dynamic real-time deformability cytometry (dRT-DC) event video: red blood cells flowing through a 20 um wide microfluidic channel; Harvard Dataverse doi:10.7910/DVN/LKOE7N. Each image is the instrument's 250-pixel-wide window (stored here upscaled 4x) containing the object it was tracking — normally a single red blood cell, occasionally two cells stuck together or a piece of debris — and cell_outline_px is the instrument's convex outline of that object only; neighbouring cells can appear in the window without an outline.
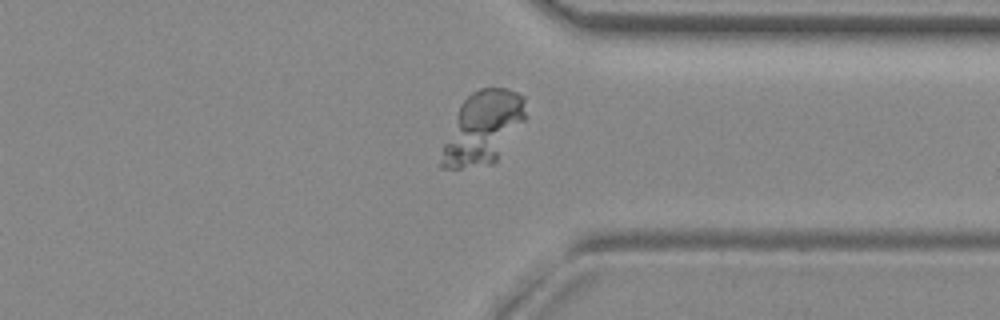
{"species": "common noctule bat (a hibernating species)", "species_latin": "Nyctalus noctula", "temperature_condition": "room temperature", "stored_images_in_passage": 43, "camera_frame_rate_fps": 3000, "um_per_image_px": 0.085, "animal": {"sex": "female", "body_mass_g": 29.2, "forearm_length_mm": 56.3}, "frame": {"image": 1, "passage_image": 31, "time_ms": 10.0, "image_size_px": [1000, 320], "cell_outline_px": [[524, 120], [496, 160], [492, 164], [460, 168], [440, 168], [440, 164], [444, 144], [460, 104], [472, 92], [480, 88], [504, 88], [516, 92], [524, 96]], "centroid_in_image_um": [41.03, 10.86], "position_along_channel_um": 370.4, "area_um2": 34.68}}